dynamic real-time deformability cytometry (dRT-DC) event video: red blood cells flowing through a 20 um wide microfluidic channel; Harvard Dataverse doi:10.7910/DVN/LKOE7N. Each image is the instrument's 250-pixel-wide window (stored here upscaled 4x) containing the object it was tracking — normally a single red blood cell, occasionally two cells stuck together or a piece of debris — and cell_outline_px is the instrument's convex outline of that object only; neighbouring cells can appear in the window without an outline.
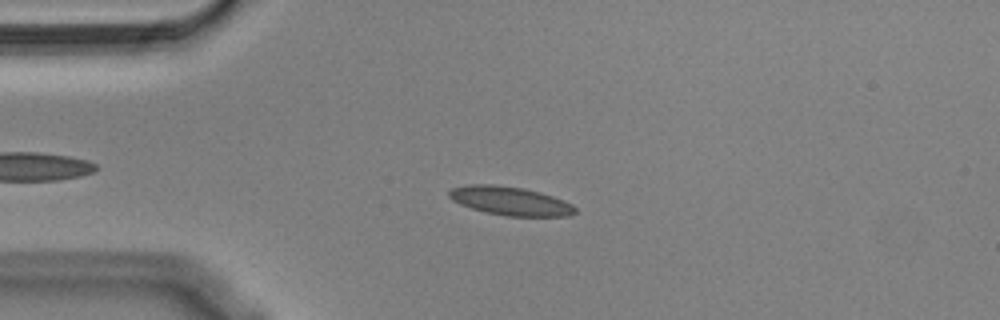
{"species": "Egyptian fruit bat (a non-hibernating species)", "species_latin": "Rousettus aegyptiacus", "temperature_condition": "cold", "stored_images_in_passage": 41, "camera_frame_rate_fps": 3000, "um_per_image_px": 0.085, "animal": {"sex": "male"}, "frame": {"image": 1, "passage_image": 11, "time_ms": 3.333, "image_size_px": [1000, 320], "cell_outline_px": [[576, 212], [568, 216], [504, 216], [484, 212], [460, 204], [452, 200], [448, 196], [448, 192], [452, 188], [468, 184], [492, 184], [524, 188], [540, 192], [564, 200], [572, 204], [576, 208]], "centroid_in_image_um": [43.36, 17.08], "position_along_channel_um": 41.6, "area_um2": 21.15}}
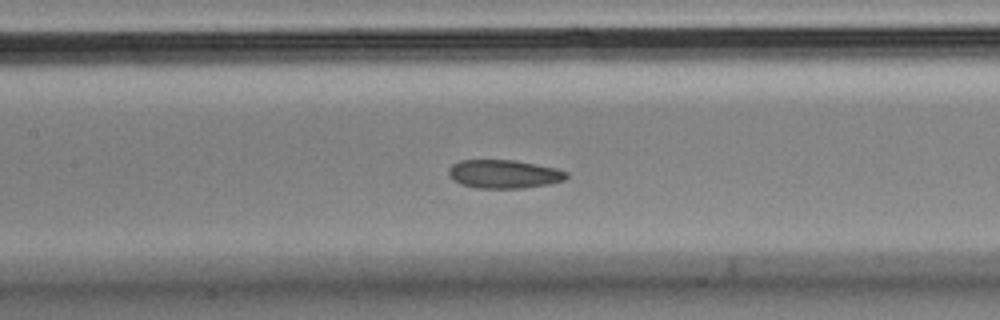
{"frame": {"image": 2, "passage_image": 23, "time_ms": 7.333, "image_size_px": [1000, 320], "cell_outline_px": [[568, 176], [564, 180], [548, 184], [520, 188], [476, 188], [460, 184], [452, 180], [448, 176], [448, 168], [452, 164], [460, 160], [512, 160], [536, 164], [556, 168], [568, 172]], "centroid_in_image_um": [42.79, 14.79], "position_along_channel_um": 164.6, "area_um2": 19.65}}
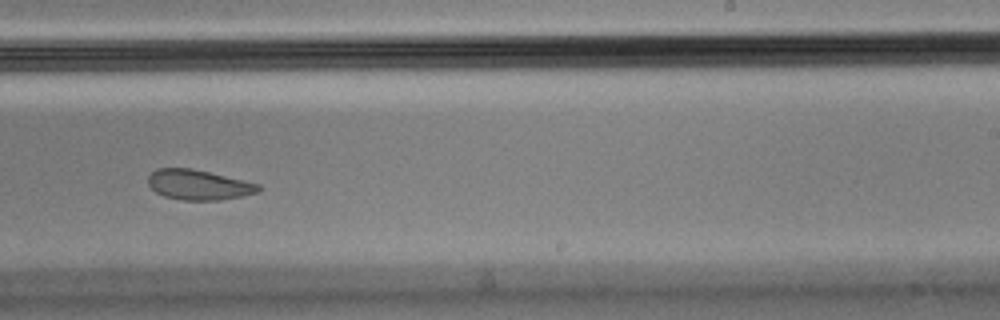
{"frame": {"image": 3, "passage_image": 32, "time_ms": 10.333, "image_size_px": [1000, 320], "cell_outline_px": [[260, 188], [256, 192], [240, 196], [220, 200], [180, 200], [164, 196], [156, 192], [148, 184], [148, 176], [156, 168], [192, 168], [244, 180], [260, 184]], "centroid_in_image_um": [16.84, 15.7], "position_along_channel_um": 272.2, "area_um2": 19.25}, "authors_computed_cell_mechanics": {"area_um2": 20.1144, "velocity_mm_per_s": 3.5978, "shape_relaxation_time_tau1_ms": null, "shape_relaxation_time_tau2_ms": 3.0556, "deformation_change_tau1": null, "deformation_change_tau2": 0.0812}}